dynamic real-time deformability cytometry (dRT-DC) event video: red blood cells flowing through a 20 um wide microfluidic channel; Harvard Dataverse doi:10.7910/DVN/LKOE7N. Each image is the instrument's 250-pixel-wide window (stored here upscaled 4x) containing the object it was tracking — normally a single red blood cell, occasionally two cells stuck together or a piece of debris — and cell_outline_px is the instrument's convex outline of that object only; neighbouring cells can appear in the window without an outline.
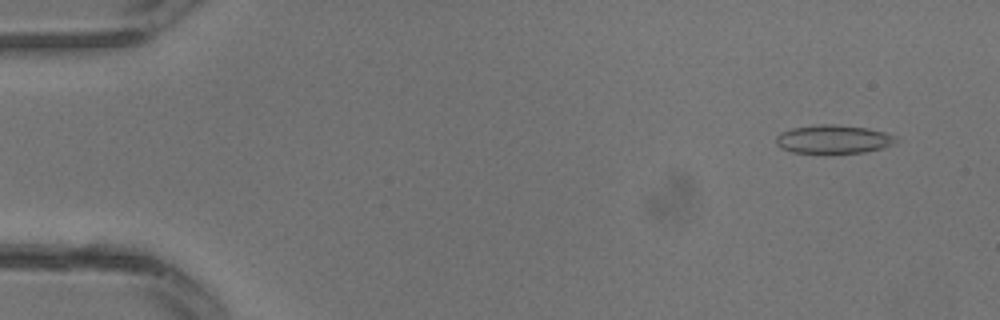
{"species": "common noctule bat (a hibernating species)", "species_latin": "Nyctalus noctula", "temperature_condition": "warm", "stored_images_in_passage": 30, "camera_frame_rate_fps": 3000, "um_per_image_px": 0.085, "animal": {"sex": "male", "body_mass_g": 13.3}, "frame": {"image": 1, "passage_image": 1, "time_ms": 0.0, "image_size_px": [1000, 320], "cell_outline_px": [[896, 140], [892, 144], [884, 148], [864, 152], [792, 152], [780, 148], [776, 144], [776, 136], [780, 132], [792, 128], [820, 124], [836, 124], [868, 128], [884, 132], [896, 136]], "centroid_in_image_um": [70.82, 11.82], "position_along_channel_um": 14.2, "area_um2": 19.77}}
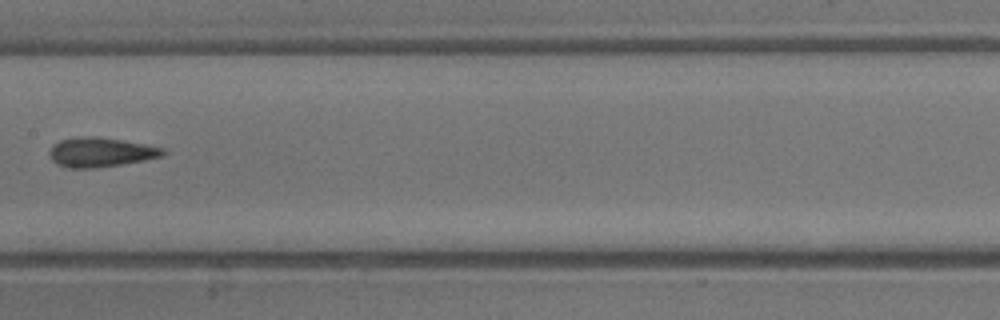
{"frame": {"image": 2, "passage_image": 15, "time_ms": 4.667, "image_size_px": [1000, 320], "cell_outline_px": [[168, 152], [164, 156], [144, 160], [96, 168], [68, 168], [56, 164], [52, 160], [48, 152], [60, 140], [96, 136], [144, 144], [164, 148]], "centroid_in_image_um": [8.59, 12.96], "position_along_channel_um": 198.8, "area_um2": 19.19}}
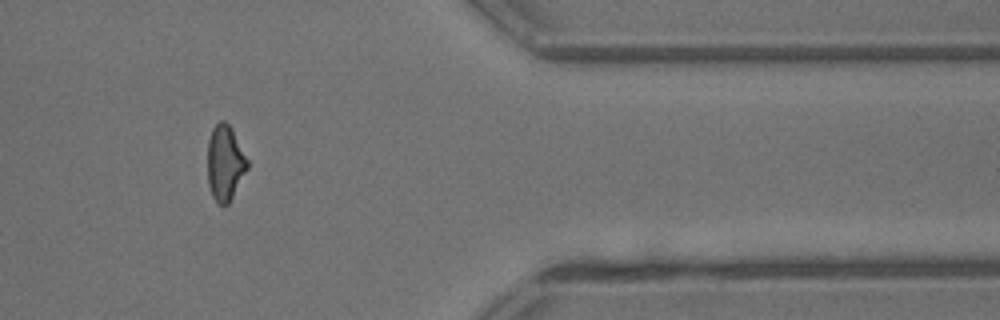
{"frame": {"image": 3, "passage_image": 25, "time_ms": 8.0, "image_size_px": [1000, 320], "cell_outline_px": [[248, 168], [228, 204], [224, 208], [212, 196], [208, 184], [208, 140], [212, 128], [220, 120], [224, 120], [232, 128], [248, 160]], "centroid_in_image_um": [19.12, 13.84], "position_along_channel_um": 392.3, "area_um2": 17.51}}